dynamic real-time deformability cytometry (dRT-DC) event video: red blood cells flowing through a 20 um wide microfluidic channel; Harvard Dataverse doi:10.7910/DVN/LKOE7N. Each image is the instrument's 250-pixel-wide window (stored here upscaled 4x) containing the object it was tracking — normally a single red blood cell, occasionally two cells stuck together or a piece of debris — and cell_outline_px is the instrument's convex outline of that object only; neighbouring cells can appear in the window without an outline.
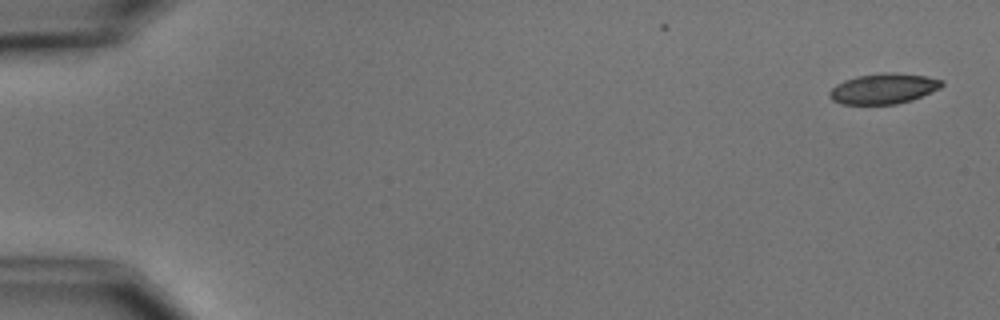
{"species": "common noctule bat (a hibernating species)", "species_latin": "Nyctalus noctula", "temperature_condition": "cold", "stored_images_in_passage": 5, "camera_frame_rate_fps": 3000, "um_per_image_px": 0.085, "animal": {"sex": "male", "body_mass_g": 15.6}, "frame": {"image": 1, "passage_image": 1, "time_ms": 0.0, "image_size_px": [1000, 320], "cell_outline_px": [[944, 84], [940, 88], [912, 100], [896, 104], [840, 104], [832, 100], [828, 96], [828, 92], [836, 84], [844, 80], [856, 76], [884, 72], [892, 72], [924, 76], [944, 80]], "centroid_in_image_um": [75.07, 7.53], "position_along_channel_um": 9.9, "area_um2": 20.0}}